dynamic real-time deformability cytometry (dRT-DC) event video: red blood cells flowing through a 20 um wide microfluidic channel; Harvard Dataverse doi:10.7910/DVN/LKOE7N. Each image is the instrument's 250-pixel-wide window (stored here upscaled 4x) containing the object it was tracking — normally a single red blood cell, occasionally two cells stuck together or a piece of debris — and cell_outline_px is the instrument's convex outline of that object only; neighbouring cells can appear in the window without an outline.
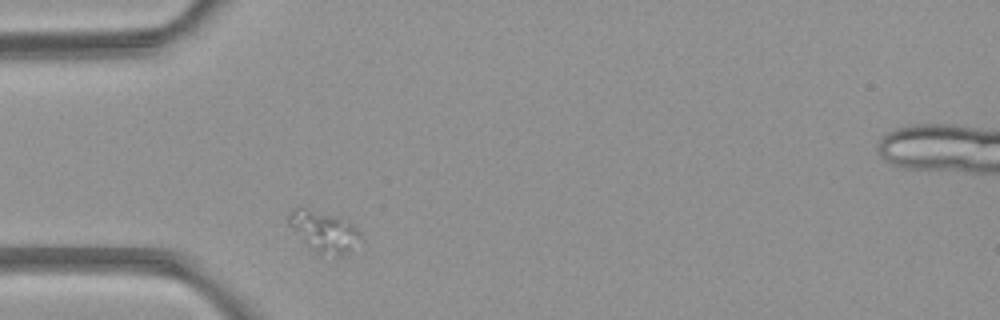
{"species": "common noctule bat (a hibernating species)", "species_latin": "Nyctalus noctula", "temperature_condition": "room temperature", "stored_images_in_passage": 1, "camera_frame_rate_fps": 3000, "um_per_image_px": 0.085, "animal": {"sex": "female", "body_mass_g": 21.9}, "frame": {"image": 1, "passage_image": 1, "time_ms": 0.0, "image_size_px": [1000, 320], "cell_outline_px": [[364, 240], [352, 252], [340, 256], [336, 256], [316, 252], [288, 224], [288, 212], [300, 204], [304, 204], [340, 216], [352, 224], [364, 236]], "centroid_in_image_um": [27.6, 19.6], "position_along_channel_um": 57.4, "area_um2": 18.03}}